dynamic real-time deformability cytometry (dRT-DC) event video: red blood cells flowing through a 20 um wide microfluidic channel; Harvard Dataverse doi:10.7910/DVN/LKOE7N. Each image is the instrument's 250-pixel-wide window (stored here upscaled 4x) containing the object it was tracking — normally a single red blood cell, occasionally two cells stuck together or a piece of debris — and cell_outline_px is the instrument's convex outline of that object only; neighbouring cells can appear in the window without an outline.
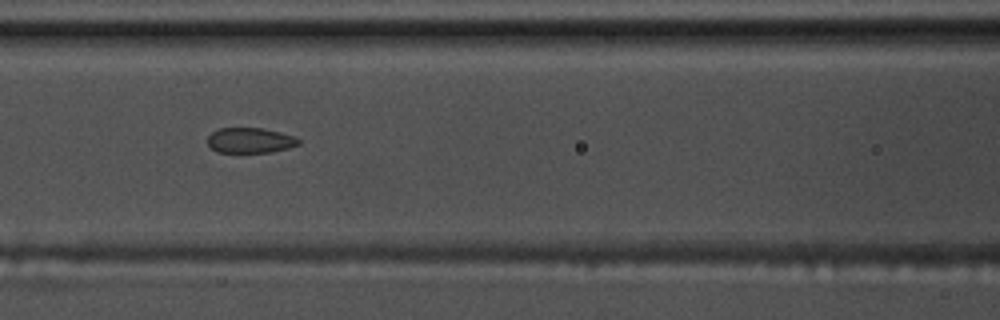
{"species": "common noctule bat (a hibernating species)", "species_latin": "Nyctalus noctula", "temperature_condition": "warm", "stored_images_in_passage": 7, "camera_frame_rate_fps": 3000, "um_per_image_px": 0.085, "animal": {"sex": "male", "body_mass_g": 17.5, "forearm_length_mm": 52.3}, "frame": {"image": 1, "passage_image": 7, "time_ms": 2.0, "image_size_px": [1000, 320], "cell_outline_px": [[300, 144], [288, 148], [272, 152], [216, 152], [208, 144], [208, 136], [212, 132], [220, 128], [264, 128], [280, 132], [292, 136], [300, 140]], "centroid_in_image_um": [21.26, 11.93], "position_along_channel_um": 145.3, "area_um2": 13.35}}